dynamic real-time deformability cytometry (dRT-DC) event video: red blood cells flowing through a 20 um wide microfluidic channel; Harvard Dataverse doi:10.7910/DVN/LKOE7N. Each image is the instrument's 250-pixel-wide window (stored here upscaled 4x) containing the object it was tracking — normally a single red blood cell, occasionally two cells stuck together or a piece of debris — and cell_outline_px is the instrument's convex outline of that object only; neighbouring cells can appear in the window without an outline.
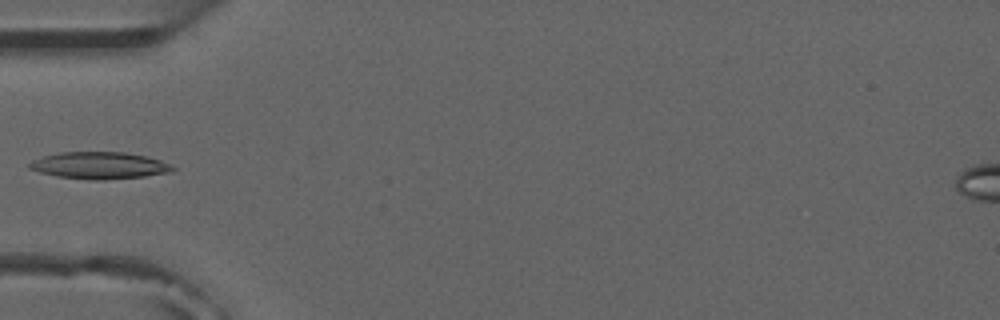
{"species": "common noctule bat (a hibernating species)", "species_latin": "Nyctalus noctula", "temperature_condition": "room temperature", "stored_images_in_passage": 6, "camera_frame_rate_fps": 3000, "um_per_image_px": 0.085, "animal": {"sex": "male", "forearm_length_mm": 52.5}, "frame": {"image": 1, "passage_image": 5, "time_ms": 4.667, "image_size_px": [1000, 320], "cell_outline_px": [[176, 168], [172, 172], [144, 176], [104, 180], [88, 180], [56, 176], [40, 172], [28, 168], [28, 164], [32, 160], [44, 156], [60, 152], [124, 152], [144, 156], [160, 160]], "centroid_in_image_um": [8.42, 14.07], "position_along_channel_um": 76.6, "area_um2": 22.43}}
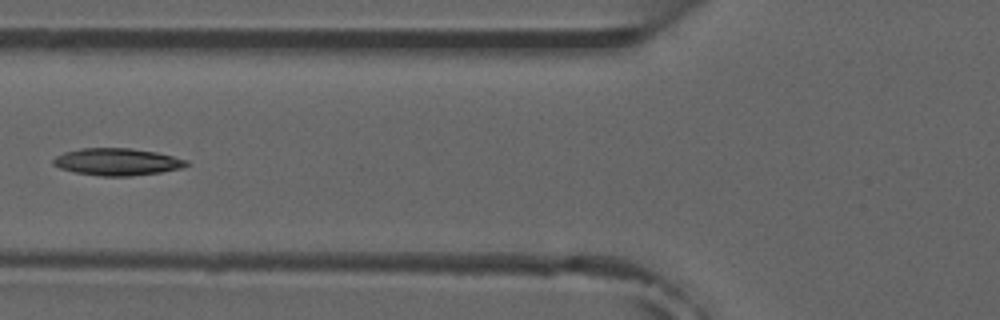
{"frame": {"image": 2, "passage_image": 6, "time_ms": 5.667, "image_size_px": [1000, 320], "cell_outline_px": [[192, 164], [184, 168], [160, 172], [128, 176], [100, 176], [76, 172], [60, 168], [52, 164], [52, 160], [56, 156], [64, 152], [80, 148], [128, 148], [156, 152], [188, 160]], "centroid_in_image_um": [9.98, 13.75], "position_along_channel_um": 115.8, "area_um2": 21.1}}